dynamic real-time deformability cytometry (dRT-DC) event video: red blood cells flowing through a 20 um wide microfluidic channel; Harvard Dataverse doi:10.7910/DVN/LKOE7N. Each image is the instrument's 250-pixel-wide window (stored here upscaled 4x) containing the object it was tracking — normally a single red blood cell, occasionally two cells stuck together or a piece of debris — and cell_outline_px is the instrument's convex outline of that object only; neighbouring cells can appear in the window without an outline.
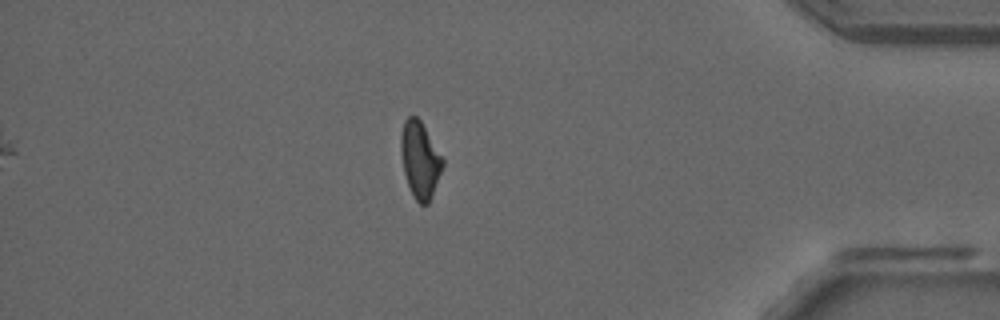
{"species": "common noctule bat (a hibernating species)", "species_latin": "Nyctalus noctula", "temperature_condition": "room temperature", "stored_images_in_passage": 52, "camera_frame_rate_fps": 3000, "um_per_image_px": 0.085, "animal": {"sex": "male", "forearm_length_mm": 52.5}, "frame": {"image": 1, "passage_image": 45, "time_ms": 14.667, "image_size_px": [1000, 320], "cell_outline_px": [[444, 164], [428, 204], [420, 204], [412, 196], [404, 172], [400, 152], [400, 136], [404, 120], [408, 116], [416, 116], [420, 120], [444, 160]], "centroid_in_image_um": [35.67, 13.57], "position_along_channel_um": 399.5, "area_um2": 18.44}}
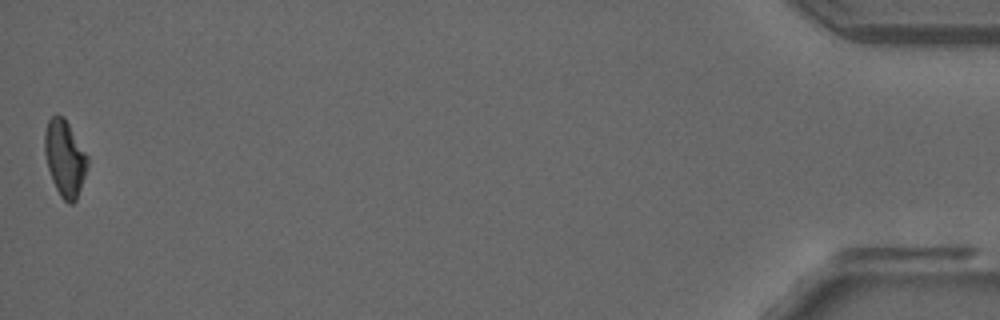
{"frame": {"image": 2, "passage_image": 52, "time_ms": 17.0, "image_size_px": [1000, 320], "cell_outline_px": [[88, 164], [76, 200], [72, 204], [68, 204], [60, 196], [52, 180], [48, 168], [44, 152], [44, 132], [48, 120], [56, 112], [64, 116], [88, 156]], "centroid_in_image_um": [5.49, 13.41], "position_along_channel_um": 429.7, "area_um2": 19.07}, "authors_computed_cell_mechanics": {"area_um2": 19.2474, "velocity_mm_per_s": 3.8716, "shape_relaxation_time_tau1_ms": null, "shape_relaxation_time_tau2_ms": 4.4736, "deformation_change_tau1": null, "deformation_change_tau2": 0.126}}